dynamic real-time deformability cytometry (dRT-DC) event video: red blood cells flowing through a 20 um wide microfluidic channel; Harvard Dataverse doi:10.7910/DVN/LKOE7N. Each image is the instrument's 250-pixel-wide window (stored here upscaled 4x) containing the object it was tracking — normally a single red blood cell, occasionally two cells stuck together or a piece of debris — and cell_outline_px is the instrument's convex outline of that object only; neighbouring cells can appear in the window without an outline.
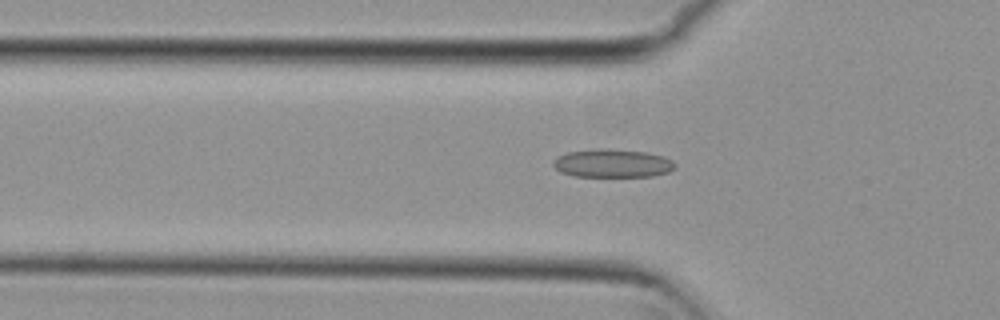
{"species": "common noctule bat (a hibernating species)", "species_latin": "Nyctalus noctula", "temperature_condition": "cold", "stored_images_in_passage": 55, "camera_frame_rate_fps": 3000, "um_per_image_px": 0.085, "animal": {"sex": "female", "body_mass_g": 29.2, "forearm_length_mm": 56.3}, "frame": {"image": 1, "passage_image": 18, "time_ms": 5.667, "image_size_px": [1000, 320], "cell_outline_px": [[676, 168], [668, 172], [652, 176], [572, 176], [560, 172], [552, 164], [552, 160], [556, 156], [568, 152], [596, 148], [604, 148], [644, 152], [664, 156], [672, 160], [676, 164]], "centroid_in_image_um": [52.03, 13.87], "position_along_channel_um": 73.8, "area_um2": 20.23}}
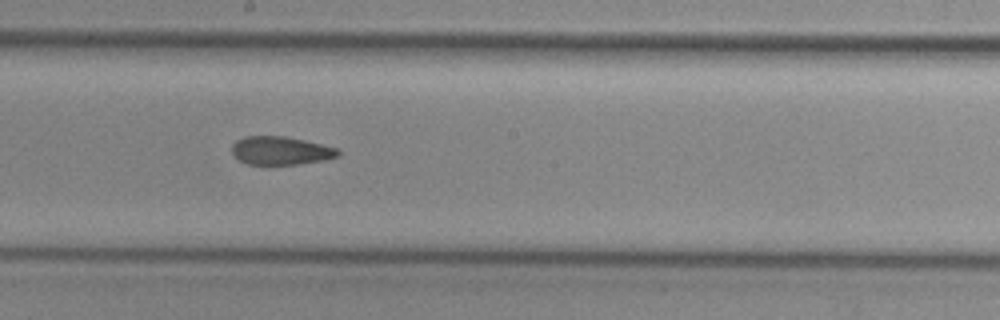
{"frame": {"image": 2, "passage_image": 30, "time_ms": 9.667, "image_size_px": [1000, 320], "cell_outline_px": [[340, 156], [324, 160], [296, 164], [248, 164], [240, 160], [232, 152], [232, 144], [236, 140], [244, 136], [284, 136], [304, 140], [336, 148], [340, 152]], "centroid_in_image_um": [23.85, 12.79], "position_along_channel_um": 224.3, "area_um2": 17.34}}
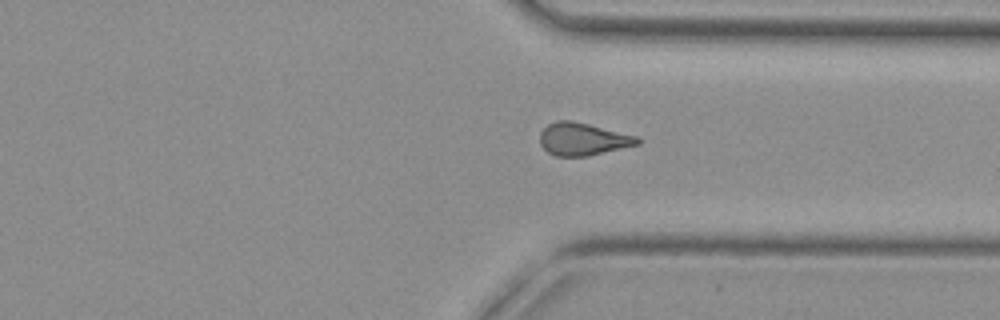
{"frame": {"image": 3, "passage_image": 41, "time_ms": 13.333, "image_size_px": [1000, 320], "cell_outline_px": [[640, 144], [588, 156], [556, 156], [548, 152], [540, 144], [540, 132], [548, 124], [556, 120], [572, 120], [636, 136], [640, 140]], "centroid_in_image_um": [49.51, 11.82], "position_along_channel_um": 361.9, "area_um2": 18.38}, "authors_computed_cell_mechanics": {"area_um2": 18.5538, "velocity_mm_per_s": 3.7513, "shape_relaxation_time_tau1_ms": null, "shape_relaxation_time_tau2_ms": 3.5808, "deformation_change_tau1": null, "deformation_change_tau2": 0.1015}}